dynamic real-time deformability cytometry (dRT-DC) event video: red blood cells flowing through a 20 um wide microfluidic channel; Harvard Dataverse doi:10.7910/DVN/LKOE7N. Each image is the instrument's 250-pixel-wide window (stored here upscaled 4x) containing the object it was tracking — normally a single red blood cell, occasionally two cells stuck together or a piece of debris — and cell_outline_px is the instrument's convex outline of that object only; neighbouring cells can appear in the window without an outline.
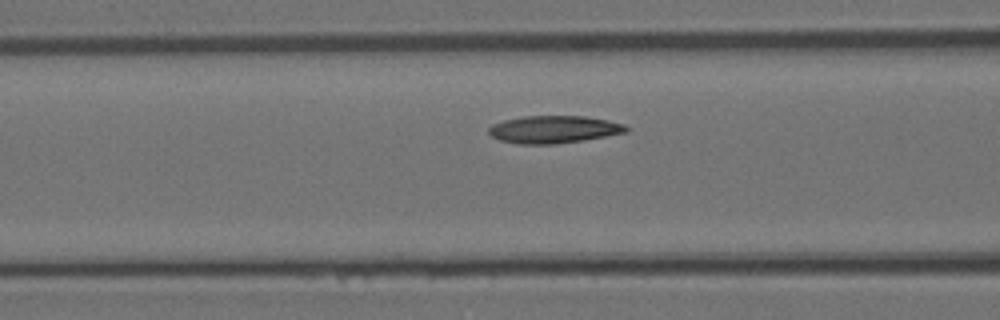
{"species": "Egyptian fruit bat (a non-hibernating species)", "species_latin": "Rousettus aegyptiacus", "temperature_condition": "room temperature", "stored_images_in_passage": 13, "camera_frame_rate_fps": 3000, "um_per_image_px": 0.085, "animal": {"sex": "female"}, "frame": {"image": 1, "passage_image": 11, "time_ms": 3.333, "image_size_px": [1000, 320], "cell_outline_px": [[628, 132], [584, 140], [556, 144], [516, 144], [500, 140], [492, 136], [488, 132], [488, 128], [492, 124], [504, 120], [524, 116], [584, 116], [608, 120], [624, 124], [628, 128]], "centroid_in_image_um": [47.07, 11.0], "position_along_channel_um": 119.5, "area_um2": 22.08}}